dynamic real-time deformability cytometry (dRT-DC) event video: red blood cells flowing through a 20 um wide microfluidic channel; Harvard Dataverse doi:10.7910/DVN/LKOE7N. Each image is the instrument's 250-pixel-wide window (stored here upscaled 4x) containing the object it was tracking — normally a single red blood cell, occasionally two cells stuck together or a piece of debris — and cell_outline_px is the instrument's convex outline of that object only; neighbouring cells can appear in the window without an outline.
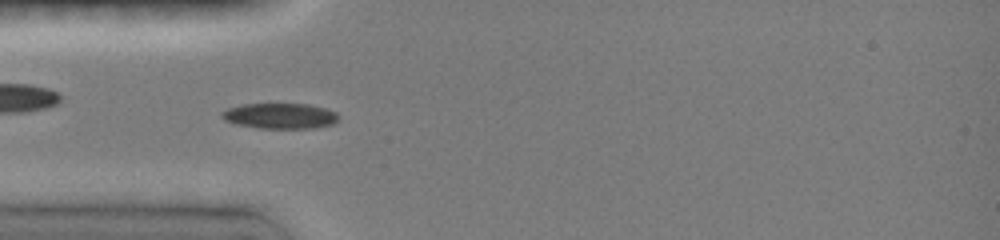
{"species": "common noctule bat (a hibernating species)", "species_latin": "Nyctalus noctula", "temperature_condition": "room temperature", "stored_images_in_passage": 12, "camera_frame_rate_fps": 3000, "um_per_image_px": 0.085, "animal": {"sex": "female", "body_mass_g": 19.0, "forearm_length_mm": 51.5}, "frame": {"image": 1, "passage_image": 7, "time_ms": 4.0, "image_size_px": [1000, 240], "cell_outline_px": [[336, 120], [332, 124], [312, 128], [260, 128], [236, 124], [224, 120], [220, 116], [220, 112], [228, 108], [244, 104], [308, 104], [324, 108], [336, 112]], "centroid_in_image_um": [23.74, 9.85], "position_along_channel_um": 61.3, "area_um2": 17.17}}